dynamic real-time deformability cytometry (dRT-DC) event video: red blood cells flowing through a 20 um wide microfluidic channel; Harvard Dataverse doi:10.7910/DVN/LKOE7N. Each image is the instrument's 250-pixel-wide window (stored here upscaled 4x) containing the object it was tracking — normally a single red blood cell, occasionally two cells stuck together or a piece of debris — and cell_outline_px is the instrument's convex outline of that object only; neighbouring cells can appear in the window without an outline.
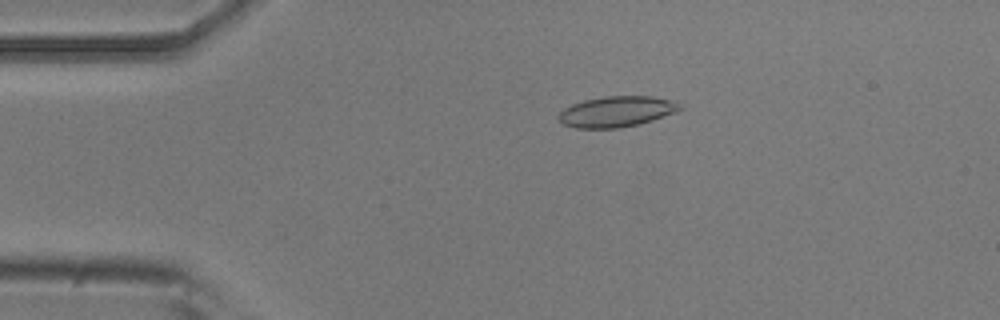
{"species": "common noctule bat (a hibernating species)", "species_latin": "Nyctalus noctula", "temperature_condition": "room temperature", "stored_images_in_passage": 3, "camera_frame_rate_fps": 3000, "um_per_image_px": 0.085, "animal": {"sex": "male", "body_mass_g": 20.5, "forearm_length_mm": 52.5}, "frame": {"image": 1, "passage_image": 2, "time_ms": 0.333, "image_size_px": [1000, 320], "cell_outline_px": [[684, 108], [676, 112], [640, 124], [616, 128], [576, 128], [564, 124], [556, 116], [564, 108], [572, 104], [584, 100], [604, 96], [652, 96], [672, 100], [684, 104]], "centroid_in_image_um": [52.45, 9.47], "position_along_channel_um": 32.6, "area_um2": 21.85}}